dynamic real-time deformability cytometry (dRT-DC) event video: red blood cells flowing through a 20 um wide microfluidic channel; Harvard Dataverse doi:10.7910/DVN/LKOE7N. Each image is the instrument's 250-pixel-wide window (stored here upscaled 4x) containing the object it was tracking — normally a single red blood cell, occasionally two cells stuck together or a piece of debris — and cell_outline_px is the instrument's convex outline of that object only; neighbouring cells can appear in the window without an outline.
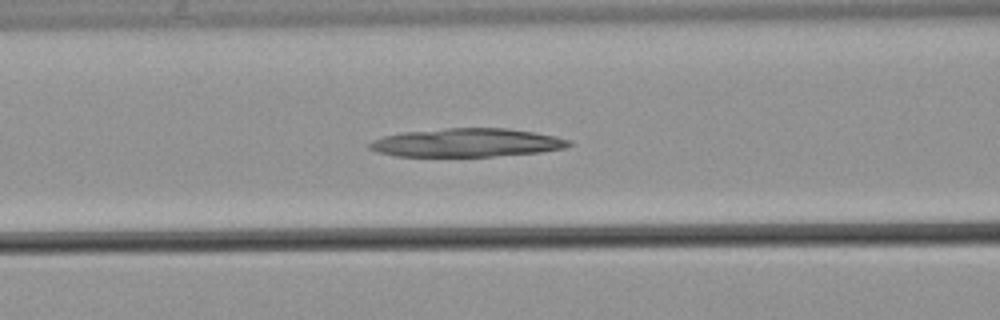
{"species": "common noctule bat (a hibernating species)", "species_latin": "Nyctalus noctula", "temperature_condition": "warm", "stored_images_in_passage": 53, "camera_frame_rate_fps": 3000, "um_per_image_px": 0.085, "animal": {"sex": "male", "body_mass_g": 21.5, "forearm_length_mm": 52.0}, "frame": {"image": 1, "passage_image": 25, "time_ms": 8.0, "image_size_px": [1000, 320], "cell_outline_px": [[572, 144], [564, 148], [540, 152], [492, 156], [396, 156], [376, 152], [368, 148], [368, 144], [372, 140], [384, 136], [404, 132], [448, 128], [508, 128], [556, 136], [572, 140]], "centroid_in_image_um": [39.67, 12.13], "position_along_channel_um": 126.9, "area_um2": 33.0}}
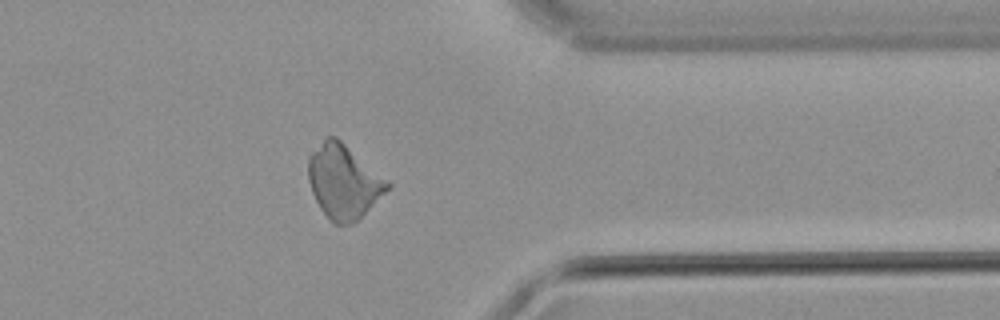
{"frame": {"image": 2, "passage_image": 48, "time_ms": 15.667, "image_size_px": [1000, 320], "cell_outline_px": [[392, 184], [356, 220], [348, 224], [332, 224], [320, 208], [312, 192], [308, 180], [308, 156], [328, 136], [336, 136], [388, 180]], "centroid_in_image_um": [29.17, 15.42], "position_along_channel_um": 382.2, "area_um2": 33.35}}